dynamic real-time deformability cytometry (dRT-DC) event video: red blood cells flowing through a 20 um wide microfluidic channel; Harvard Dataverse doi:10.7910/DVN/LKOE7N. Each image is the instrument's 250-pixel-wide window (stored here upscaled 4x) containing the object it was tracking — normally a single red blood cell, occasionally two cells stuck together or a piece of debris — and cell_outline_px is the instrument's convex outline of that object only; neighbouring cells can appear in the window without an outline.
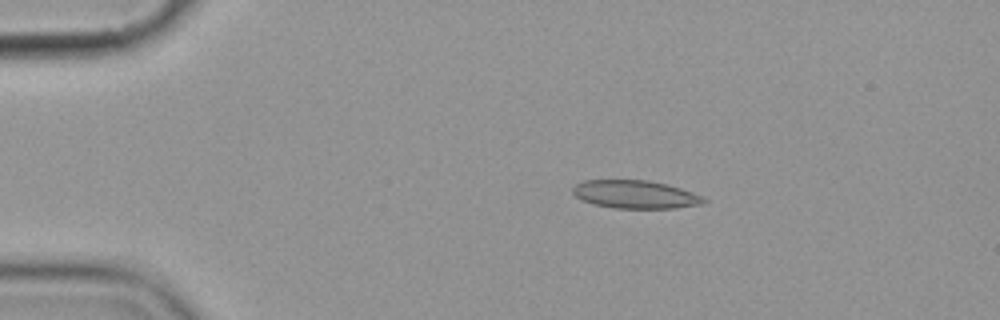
{"species": "common noctule bat (a hibernating species)", "species_latin": "Nyctalus noctula", "temperature_condition": "cold", "stored_images_in_passage": 5, "camera_frame_rate_fps": 3000, "um_per_image_px": 0.085, "animal": {"sex": "female", "body_mass_g": 19.9}, "frame": {"image": 1, "passage_image": 3, "time_ms": 2.333, "image_size_px": [1000, 320], "cell_outline_px": [[708, 200], [700, 204], [676, 208], [612, 208], [592, 204], [576, 196], [572, 192], [572, 188], [576, 184], [584, 180], [648, 180], [668, 184], [692, 192]], "centroid_in_image_um": [53.98, 16.52], "position_along_channel_um": 31.0, "area_um2": 21.39}}